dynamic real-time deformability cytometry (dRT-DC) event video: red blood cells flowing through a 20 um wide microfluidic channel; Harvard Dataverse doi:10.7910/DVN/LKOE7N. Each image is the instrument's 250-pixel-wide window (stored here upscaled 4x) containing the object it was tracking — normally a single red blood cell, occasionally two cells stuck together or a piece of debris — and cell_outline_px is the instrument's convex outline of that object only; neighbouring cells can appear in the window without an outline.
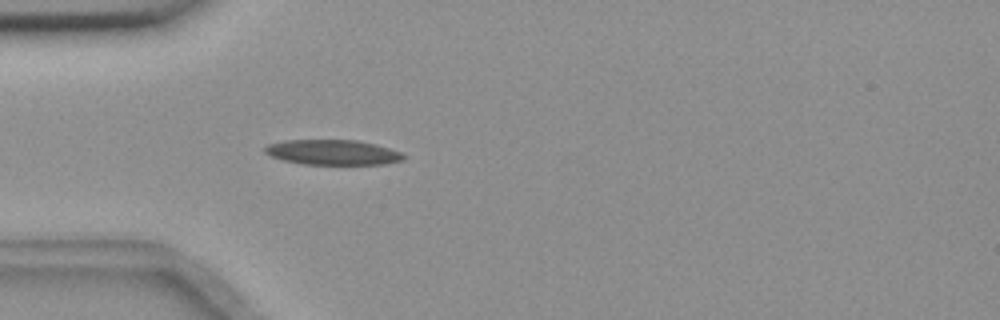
{"species": "common noctule bat (a hibernating species)", "species_latin": "Nyctalus noctula", "temperature_condition": "room temperature", "stored_images_in_passage": 5, "camera_frame_rate_fps": 3000, "um_per_image_px": 0.085, "animal": {"sex": "female", "body_mass_g": 18.4}, "frame": {"image": 1, "passage_image": 5, "time_ms": 1.333, "image_size_px": [1000, 320], "cell_outline_px": [[408, 156], [404, 160], [384, 164], [304, 164], [284, 160], [272, 156], [264, 152], [264, 148], [268, 144], [284, 140], [356, 140], [376, 144], [400, 152]], "centroid_in_image_um": [28.31, 12.94], "position_along_channel_um": 56.7, "area_um2": 20.23}}